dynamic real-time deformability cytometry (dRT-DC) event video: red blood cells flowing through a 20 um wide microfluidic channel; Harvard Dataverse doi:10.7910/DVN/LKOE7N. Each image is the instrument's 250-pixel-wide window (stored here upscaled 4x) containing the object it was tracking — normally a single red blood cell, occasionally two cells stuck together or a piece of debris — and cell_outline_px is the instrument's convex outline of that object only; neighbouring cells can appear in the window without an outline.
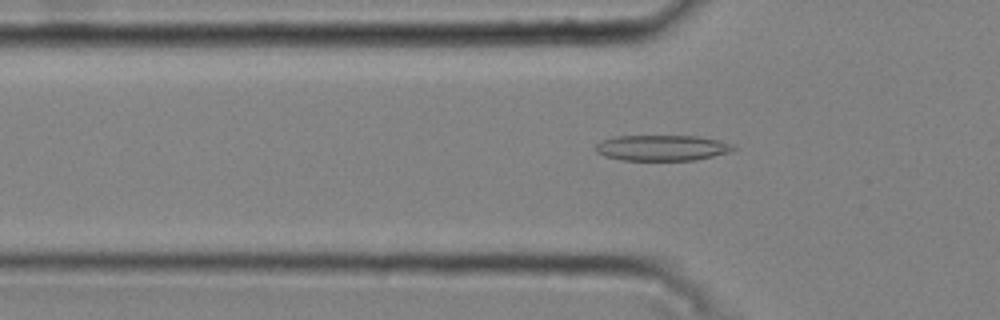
{"species": "common noctule bat (a hibernating species)", "species_latin": "Nyctalus noctula", "temperature_condition": "cold", "stored_images_in_passage": 50, "camera_frame_rate_fps": 3000, "um_per_image_px": 0.085, "animal": {"sex": "male", "body_mass_g": 20.4}, "frame": {"image": 1, "passage_image": 17, "time_ms": 5.333, "image_size_px": [1000, 320], "cell_outline_px": [[736, 148], [732, 152], [696, 160], [620, 160], [604, 156], [596, 152], [596, 144], [600, 140], [616, 136], [700, 136], [732, 144]], "centroid_in_image_um": [56.26, 12.57], "position_along_channel_um": 69.5, "area_um2": 20.75}}
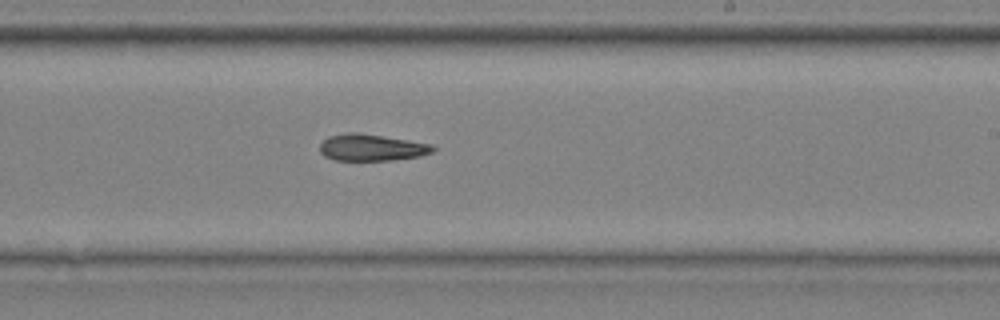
{"frame": {"image": 2, "passage_image": 32, "time_ms": 10.333, "image_size_px": [1000, 320], "cell_outline_px": [[436, 148], [432, 152], [420, 156], [392, 160], [336, 160], [324, 156], [320, 152], [320, 144], [328, 136], [344, 132], [356, 132], [432, 144]], "centroid_in_image_um": [31.56, 12.53], "position_along_channel_um": 257.4, "area_um2": 17.51}}
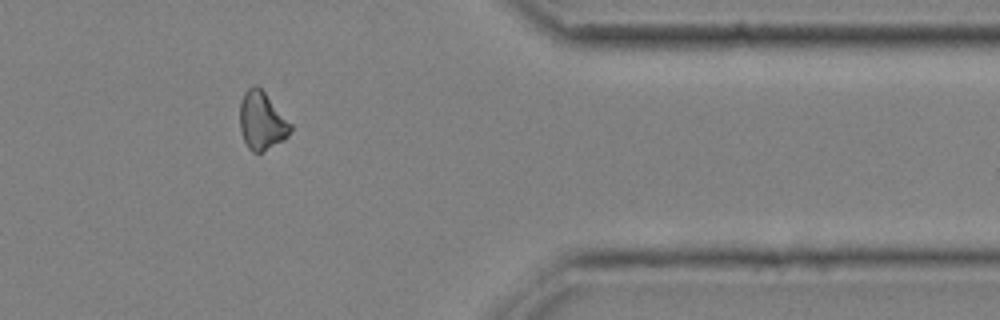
{"frame": {"image": 3, "passage_image": 44, "time_ms": 14.333, "image_size_px": [1000, 320], "cell_outline_px": [[292, 128], [288, 136], [284, 140], [260, 152], [252, 152], [248, 148], [244, 140], [240, 128], [240, 100], [244, 92], [248, 88], [256, 84], [264, 92], [292, 124]], "centroid_in_image_um": [22.25, 10.26], "position_along_channel_um": 389.2, "area_um2": 16.99}}